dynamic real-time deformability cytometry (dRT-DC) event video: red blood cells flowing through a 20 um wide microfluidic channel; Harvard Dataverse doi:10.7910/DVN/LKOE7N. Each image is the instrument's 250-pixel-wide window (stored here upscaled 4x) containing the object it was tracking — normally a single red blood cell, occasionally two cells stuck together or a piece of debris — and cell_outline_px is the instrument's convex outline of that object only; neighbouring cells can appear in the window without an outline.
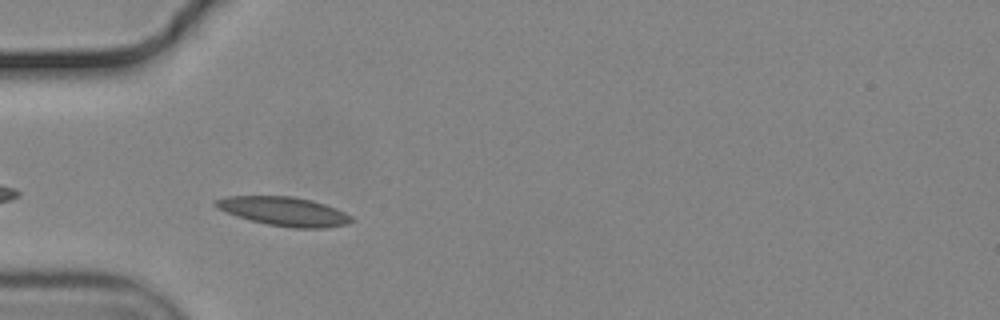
{"species": "common noctule bat (a hibernating species)", "species_latin": "Nyctalus noctula", "temperature_condition": "cold", "stored_images_in_passage": 23, "camera_frame_rate_fps": 3000, "um_per_image_px": 0.085, "animal": {"sex": "male", "body_mass_g": 19.2, "forearm_length_mm": 51.8}, "frame": {"image": 1, "passage_image": 3, "time_ms": 0.667, "image_size_px": [1000, 320], "cell_outline_px": [[352, 220], [348, 224], [324, 228], [292, 228], [268, 224], [236, 216], [216, 208], [212, 204], [212, 200], [228, 196], [292, 196], [312, 200], [336, 208], [352, 216]], "centroid_in_image_um": [24.11, 17.96], "position_along_channel_um": 60.9, "area_um2": 22.95}}
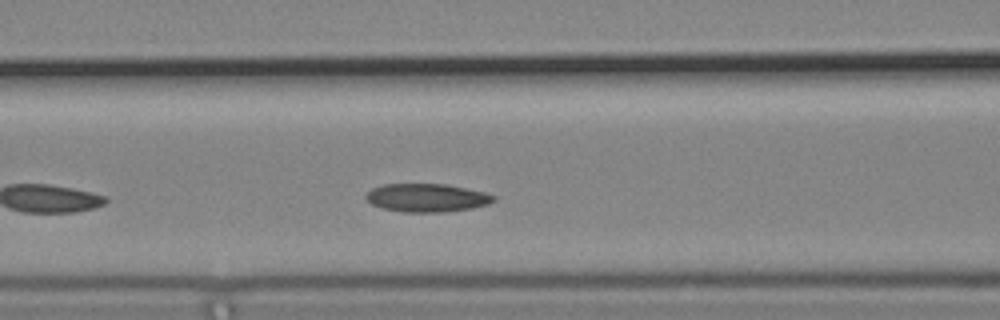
{"frame": {"image": 2, "passage_image": 9, "time_ms": 2.667, "image_size_px": [1000, 320], "cell_outline_px": [[496, 200], [488, 204], [472, 208], [444, 212], [404, 212], [384, 208], [372, 204], [364, 196], [372, 188], [384, 184], [444, 184], [484, 192], [496, 196]], "centroid_in_image_um": [36.29, 16.81], "position_along_channel_um": 130.3, "area_um2": 20.87}}
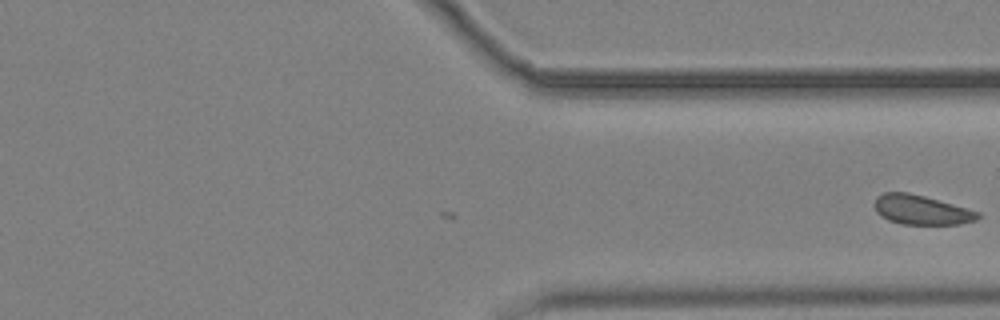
{"frame": {"image": 3, "passage_image": 23, "time_ms": 7.333, "image_size_px": [1000, 320], "cell_outline_px": [[980, 216], [976, 220], [956, 224], [900, 224], [888, 220], [880, 216], [876, 212], [876, 196], [884, 192], [908, 192], [924, 196], [980, 212]], "centroid_in_image_um": [78.28, 17.84], "position_along_channel_um": 333.1, "area_um2": 17.57}}